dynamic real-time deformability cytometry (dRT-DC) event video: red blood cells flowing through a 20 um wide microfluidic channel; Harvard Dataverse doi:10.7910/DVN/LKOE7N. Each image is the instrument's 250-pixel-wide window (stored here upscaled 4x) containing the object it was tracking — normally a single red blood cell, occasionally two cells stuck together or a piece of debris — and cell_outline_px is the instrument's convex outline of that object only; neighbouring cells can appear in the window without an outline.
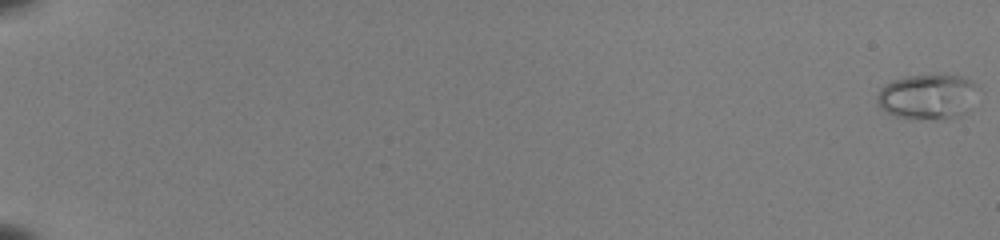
{"species": "common noctule bat (a hibernating species)", "species_latin": "Nyctalus noctula", "temperature_condition": "room temperature", "stored_images_in_passage": 15, "camera_frame_rate_fps": 3000, "um_per_image_px": 0.085, "animal": {"sex": "female", "body_mass_g": 22.0, "forearm_length_mm": 56.7}, "frame": {"image": 1, "passage_image": 1, "time_ms": 0.0, "image_size_px": [1000, 240], "cell_outline_px": [[980, 88], [968, 112], [960, 116], [944, 120], [908, 120], [896, 116], [888, 112], [876, 104], [876, 96], [880, 88], [884, 84], [892, 80], [908, 76], [964, 76], [972, 80]], "centroid_in_image_um": [78.87, 8.26], "position_along_channel_um": 6.1, "area_um2": 27.28}}